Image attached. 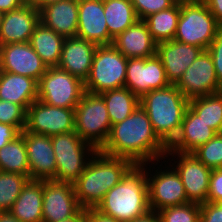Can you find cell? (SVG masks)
I'll return each mask as SVG.
<instances>
[{
	"mask_svg": "<svg viewBox=\"0 0 222 222\" xmlns=\"http://www.w3.org/2000/svg\"><path fill=\"white\" fill-rule=\"evenodd\" d=\"M65 37L57 34L39 22L30 38V45L43 63L49 67H57L60 61Z\"/></svg>",
	"mask_w": 222,
	"mask_h": 222,
	"instance_id": "4316f807",
	"label": "cell"
},
{
	"mask_svg": "<svg viewBox=\"0 0 222 222\" xmlns=\"http://www.w3.org/2000/svg\"><path fill=\"white\" fill-rule=\"evenodd\" d=\"M39 20L65 38L76 37L78 31V0H62L39 10Z\"/></svg>",
	"mask_w": 222,
	"mask_h": 222,
	"instance_id": "603a6c76",
	"label": "cell"
},
{
	"mask_svg": "<svg viewBox=\"0 0 222 222\" xmlns=\"http://www.w3.org/2000/svg\"><path fill=\"white\" fill-rule=\"evenodd\" d=\"M59 1H62V0H26V2L32 4L38 10H40L42 7H45L49 4L56 3Z\"/></svg>",
	"mask_w": 222,
	"mask_h": 222,
	"instance_id": "7dc6e473",
	"label": "cell"
},
{
	"mask_svg": "<svg viewBox=\"0 0 222 222\" xmlns=\"http://www.w3.org/2000/svg\"><path fill=\"white\" fill-rule=\"evenodd\" d=\"M207 50L213 59L218 82L222 86V28Z\"/></svg>",
	"mask_w": 222,
	"mask_h": 222,
	"instance_id": "74e56055",
	"label": "cell"
},
{
	"mask_svg": "<svg viewBox=\"0 0 222 222\" xmlns=\"http://www.w3.org/2000/svg\"><path fill=\"white\" fill-rule=\"evenodd\" d=\"M170 166H172L171 169ZM169 167H165L167 169L164 170L161 168V171L157 169L152 175L148 174L151 169L146 170L150 210L158 212L164 208L190 202L180 175L173 165Z\"/></svg>",
	"mask_w": 222,
	"mask_h": 222,
	"instance_id": "8fae6325",
	"label": "cell"
},
{
	"mask_svg": "<svg viewBox=\"0 0 222 222\" xmlns=\"http://www.w3.org/2000/svg\"><path fill=\"white\" fill-rule=\"evenodd\" d=\"M38 82L30 77L0 71V99L20 105L25 111L37 100Z\"/></svg>",
	"mask_w": 222,
	"mask_h": 222,
	"instance_id": "d4e9b609",
	"label": "cell"
},
{
	"mask_svg": "<svg viewBox=\"0 0 222 222\" xmlns=\"http://www.w3.org/2000/svg\"><path fill=\"white\" fill-rule=\"evenodd\" d=\"M178 5L206 4L207 0H174Z\"/></svg>",
	"mask_w": 222,
	"mask_h": 222,
	"instance_id": "681fc988",
	"label": "cell"
},
{
	"mask_svg": "<svg viewBox=\"0 0 222 222\" xmlns=\"http://www.w3.org/2000/svg\"><path fill=\"white\" fill-rule=\"evenodd\" d=\"M51 141L56 160L55 181L74 183L97 150L75 131L53 135Z\"/></svg>",
	"mask_w": 222,
	"mask_h": 222,
	"instance_id": "8992f818",
	"label": "cell"
},
{
	"mask_svg": "<svg viewBox=\"0 0 222 222\" xmlns=\"http://www.w3.org/2000/svg\"><path fill=\"white\" fill-rule=\"evenodd\" d=\"M112 45L126 58H149L156 55L157 50V43L141 19L119 34Z\"/></svg>",
	"mask_w": 222,
	"mask_h": 222,
	"instance_id": "7402d4cb",
	"label": "cell"
},
{
	"mask_svg": "<svg viewBox=\"0 0 222 222\" xmlns=\"http://www.w3.org/2000/svg\"><path fill=\"white\" fill-rule=\"evenodd\" d=\"M206 5L222 27V0H207Z\"/></svg>",
	"mask_w": 222,
	"mask_h": 222,
	"instance_id": "7bdbcfd3",
	"label": "cell"
},
{
	"mask_svg": "<svg viewBox=\"0 0 222 222\" xmlns=\"http://www.w3.org/2000/svg\"><path fill=\"white\" fill-rule=\"evenodd\" d=\"M111 126L103 97L85 91L75 108V132L99 151L107 141Z\"/></svg>",
	"mask_w": 222,
	"mask_h": 222,
	"instance_id": "5b68a950",
	"label": "cell"
},
{
	"mask_svg": "<svg viewBox=\"0 0 222 222\" xmlns=\"http://www.w3.org/2000/svg\"><path fill=\"white\" fill-rule=\"evenodd\" d=\"M202 51L203 49L198 46L173 39L158 43L156 55L161 59L167 81L175 85Z\"/></svg>",
	"mask_w": 222,
	"mask_h": 222,
	"instance_id": "ffe728a7",
	"label": "cell"
},
{
	"mask_svg": "<svg viewBox=\"0 0 222 222\" xmlns=\"http://www.w3.org/2000/svg\"><path fill=\"white\" fill-rule=\"evenodd\" d=\"M146 164L133 165L95 208L119 222H127L150 210Z\"/></svg>",
	"mask_w": 222,
	"mask_h": 222,
	"instance_id": "7a4b0ae2",
	"label": "cell"
},
{
	"mask_svg": "<svg viewBox=\"0 0 222 222\" xmlns=\"http://www.w3.org/2000/svg\"><path fill=\"white\" fill-rule=\"evenodd\" d=\"M28 180L26 175L0 171V212L10 211Z\"/></svg>",
	"mask_w": 222,
	"mask_h": 222,
	"instance_id": "d6a6232c",
	"label": "cell"
},
{
	"mask_svg": "<svg viewBox=\"0 0 222 222\" xmlns=\"http://www.w3.org/2000/svg\"><path fill=\"white\" fill-rule=\"evenodd\" d=\"M86 222H119V221L100 213L95 208H88L86 209Z\"/></svg>",
	"mask_w": 222,
	"mask_h": 222,
	"instance_id": "b9f144b4",
	"label": "cell"
},
{
	"mask_svg": "<svg viewBox=\"0 0 222 222\" xmlns=\"http://www.w3.org/2000/svg\"><path fill=\"white\" fill-rule=\"evenodd\" d=\"M221 28L206 4L180 5L174 40L207 50Z\"/></svg>",
	"mask_w": 222,
	"mask_h": 222,
	"instance_id": "ba28073f",
	"label": "cell"
},
{
	"mask_svg": "<svg viewBox=\"0 0 222 222\" xmlns=\"http://www.w3.org/2000/svg\"><path fill=\"white\" fill-rule=\"evenodd\" d=\"M3 15H4V13L2 11H0V27H1L2 19H3Z\"/></svg>",
	"mask_w": 222,
	"mask_h": 222,
	"instance_id": "816d5d0a",
	"label": "cell"
},
{
	"mask_svg": "<svg viewBox=\"0 0 222 222\" xmlns=\"http://www.w3.org/2000/svg\"><path fill=\"white\" fill-rule=\"evenodd\" d=\"M20 134L21 132L16 127L0 123V149Z\"/></svg>",
	"mask_w": 222,
	"mask_h": 222,
	"instance_id": "60d3db41",
	"label": "cell"
},
{
	"mask_svg": "<svg viewBox=\"0 0 222 222\" xmlns=\"http://www.w3.org/2000/svg\"><path fill=\"white\" fill-rule=\"evenodd\" d=\"M0 171L18 173L29 178V164L24 130L14 140L0 149Z\"/></svg>",
	"mask_w": 222,
	"mask_h": 222,
	"instance_id": "4dcf8cb0",
	"label": "cell"
},
{
	"mask_svg": "<svg viewBox=\"0 0 222 222\" xmlns=\"http://www.w3.org/2000/svg\"><path fill=\"white\" fill-rule=\"evenodd\" d=\"M192 153L211 170L222 168V138L217 134L206 144L200 145Z\"/></svg>",
	"mask_w": 222,
	"mask_h": 222,
	"instance_id": "e575fe53",
	"label": "cell"
},
{
	"mask_svg": "<svg viewBox=\"0 0 222 222\" xmlns=\"http://www.w3.org/2000/svg\"><path fill=\"white\" fill-rule=\"evenodd\" d=\"M179 17L180 5L175 3L168 9L149 15L144 21L153 40L158 44L174 39Z\"/></svg>",
	"mask_w": 222,
	"mask_h": 222,
	"instance_id": "f546056e",
	"label": "cell"
},
{
	"mask_svg": "<svg viewBox=\"0 0 222 222\" xmlns=\"http://www.w3.org/2000/svg\"><path fill=\"white\" fill-rule=\"evenodd\" d=\"M169 155L172 156L171 161L174 156H177L178 161L174 168L181 177L187 199L199 204L207 202L211 169L199 161L193 153H181L168 149L165 158Z\"/></svg>",
	"mask_w": 222,
	"mask_h": 222,
	"instance_id": "5bb4252c",
	"label": "cell"
},
{
	"mask_svg": "<svg viewBox=\"0 0 222 222\" xmlns=\"http://www.w3.org/2000/svg\"><path fill=\"white\" fill-rule=\"evenodd\" d=\"M200 222H222V203L200 204Z\"/></svg>",
	"mask_w": 222,
	"mask_h": 222,
	"instance_id": "ab89813d",
	"label": "cell"
},
{
	"mask_svg": "<svg viewBox=\"0 0 222 222\" xmlns=\"http://www.w3.org/2000/svg\"><path fill=\"white\" fill-rule=\"evenodd\" d=\"M59 222H86V209L81 208L73 217Z\"/></svg>",
	"mask_w": 222,
	"mask_h": 222,
	"instance_id": "bcb514c9",
	"label": "cell"
},
{
	"mask_svg": "<svg viewBox=\"0 0 222 222\" xmlns=\"http://www.w3.org/2000/svg\"><path fill=\"white\" fill-rule=\"evenodd\" d=\"M24 139L29 164V179L55 180L56 160L51 137L24 130Z\"/></svg>",
	"mask_w": 222,
	"mask_h": 222,
	"instance_id": "e0dca14e",
	"label": "cell"
},
{
	"mask_svg": "<svg viewBox=\"0 0 222 222\" xmlns=\"http://www.w3.org/2000/svg\"><path fill=\"white\" fill-rule=\"evenodd\" d=\"M161 222H200V204L188 202L158 211Z\"/></svg>",
	"mask_w": 222,
	"mask_h": 222,
	"instance_id": "836d02e7",
	"label": "cell"
},
{
	"mask_svg": "<svg viewBox=\"0 0 222 222\" xmlns=\"http://www.w3.org/2000/svg\"><path fill=\"white\" fill-rule=\"evenodd\" d=\"M47 66L29 42L0 46V71L30 77L39 82Z\"/></svg>",
	"mask_w": 222,
	"mask_h": 222,
	"instance_id": "2e32d148",
	"label": "cell"
},
{
	"mask_svg": "<svg viewBox=\"0 0 222 222\" xmlns=\"http://www.w3.org/2000/svg\"><path fill=\"white\" fill-rule=\"evenodd\" d=\"M128 58L112 44L97 46L88 78L84 82L85 91L100 94L125 86Z\"/></svg>",
	"mask_w": 222,
	"mask_h": 222,
	"instance_id": "52a82bcc",
	"label": "cell"
},
{
	"mask_svg": "<svg viewBox=\"0 0 222 222\" xmlns=\"http://www.w3.org/2000/svg\"><path fill=\"white\" fill-rule=\"evenodd\" d=\"M127 222H161L158 212L149 210L144 215L134 218Z\"/></svg>",
	"mask_w": 222,
	"mask_h": 222,
	"instance_id": "f6af8a7d",
	"label": "cell"
},
{
	"mask_svg": "<svg viewBox=\"0 0 222 222\" xmlns=\"http://www.w3.org/2000/svg\"><path fill=\"white\" fill-rule=\"evenodd\" d=\"M25 131L53 136L75 131V108L50 106L35 100L26 110Z\"/></svg>",
	"mask_w": 222,
	"mask_h": 222,
	"instance_id": "30bf717a",
	"label": "cell"
},
{
	"mask_svg": "<svg viewBox=\"0 0 222 222\" xmlns=\"http://www.w3.org/2000/svg\"><path fill=\"white\" fill-rule=\"evenodd\" d=\"M134 164L127 159L97 151L86 168L73 183L77 202L81 208H96L105 194L119 183Z\"/></svg>",
	"mask_w": 222,
	"mask_h": 222,
	"instance_id": "3957f363",
	"label": "cell"
},
{
	"mask_svg": "<svg viewBox=\"0 0 222 222\" xmlns=\"http://www.w3.org/2000/svg\"><path fill=\"white\" fill-rule=\"evenodd\" d=\"M85 92L84 82L59 67H49L38 82V97L50 106L76 108Z\"/></svg>",
	"mask_w": 222,
	"mask_h": 222,
	"instance_id": "9c48e42d",
	"label": "cell"
},
{
	"mask_svg": "<svg viewBox=\"0 0 222 222\" xmlns=\"http://www.w3.org/2000/svg\"><path fill=\"white\" fill-rule=\"evenodd\" d=\"M0 123L12 125L22 132L26 125V111L20 105L0 99Z\"/></svg>",
	"mask_w": 222,
	"mask_h": 222,
	"instance_id": "d590c367",
	"label": "cell"
},
{
	"mask_svg": "<svg viewBox=\"0 0 222 222\" xmlns=\"http://www.w3.org/2000/svg\"><path fill=\"white\" fill-rule=\"evenodd\" d=\"M167 150L168 146L154 132L147 113L139 105L130 116L111 126L99 151L130 160L134 165H148L165 159Z\"/></svg>",
	"mask_w": 222,
	"mask_h": 222,
	"instance_id": "6da1fadb",
	"label": "cell"
},
{
	"mask_svg": "<svg viewBox=\"0 0 222 222\" xmlns=\"http://www.w3.org/2000/svg\"><path fill=\"white\" fill-rule=\"evenodd\" d=\"M81 209L73 183L43 180V222H59L73 217Z\"/></svg>",
	"mask_w": 222,
	"mask_h": 222,
	"instance_id": "9a60e30c",
	"label": "cell"
},
{
	"mask_svg": "<svg viewBox=\"0 0 222 222\" xmlns=\"http://www.w3.org/2000/svg\"><path fill=\"white\" fill-rule=\"evenodd\" d=\"M170 85L161 59L154 55L149 58H128L125 87L139 99L152 90Z\"/></svg>",
	"mask_w": 222,
	"mask_h": 222,
	"instance_id": "4fadbf2b",
	"label": "cell"
},
{
	"mask_svg": "<svg viewBox=\"0 0 222 222\" xmlns=\"http://www.w3.org/2000/svg\"><path fill=\"white\" fill-rule=\"evenodd\" d=\"M100 95L107 106L111 125L122 122L140 105V99L125 86L104 91Z\"/></svg>",
	"mask_w": 222,
	"mask_h": 222,
	"instance_id": "f1b7e54d",
	"label": "cell"
},
{
	"mask_svg": "<svg viewBox=\"0 0 222 222\" xmlns=\"http://www.w3.org/2000/svg\"><path fill=\"white\" fill-rule=\"evenodd\" d=\"M42 205L43 180L29 179L9 212L21 222H43Z\"/></svg>",
	"mask_w": 222,
	"mask_h": 222,
	"instance_id": "484cf974",
	"label": "cell"
},
{
	"mask_svg": "<svg viewBox=\"0 0 222 222\" xmlns=\"http://www.w3.org/2000/svg\"><path fill=\"white\" fill-rule=\"evenodd\" d=\"M77 37L97 46L113 43L104 15V0H78Z\"/></svg>",
	"mask_w": 222,
	"mask_h": 222,
	"instance_id": "ac0fdd59",
	"label": "cell"
},
{
	"mask_svg": "<svg viewBox=\"0 0 222 222\" xmlns=\"http://www.w3.org/2000/svg\"><path fill=\"white\" fill-rule=\"evenodd\" d=\"M104 15L113 39L139 20L131 0H104Z\"/></svg>",
	"mask_w": 222,
	"mask_h": 222,
	"instance_id": "83f0119b",
	"label": "cell"
},
{
	"mask_svg": "<svg viewBox=\"0 0 222 222\" xmlns=\"http://www.w3.org/2000/svg\"><path fill=\"white\" fill-rule=\"evenodd\" d=\"M154 132L169 146L178 136L189 100L175 86L152 90L140 98Z\"/></svg>",
	"mask_w": 222,
	"mask_h": 222,
	"instance_id": "277c9868",
	"label": "cell"
},
{
	"mask_svg": "<svg viewBox=\"0 0 222 222\" xmlns=\"http://www.w3.org/2000/svg\"><path fill=\"white\" fill-rule=\"evenodd\" d=\"M39 22V10L28 2L4 13L0 27V46L29 42Z\"/></svg>",
	"mask_w": 222,
	"mask_h": 222,
	"instance_id": "d6986e66",
	"label": "cell"
},
{
	"mask_svg": "<svg viewBox=\"0 0 222 222\" xmlns=\"http://www.w3.org/2000/svg\"><path fill=\"white\" fill-rule=\"evenodd\" d=\"M207 202L222 203V169L211 170Z\"/></svg>",
	"mask_w": 222,
	"mask_h": 222,
	"instance_id": "f35d334b",
	"label": "cell"
},
{
	"mask_svg": "<svg viewBox=\"0 0 222 222\" xmlns=\"http://www.w3.org/2000/svg\"><path fill=\"white\" fill-rule=\"evenodd\" d=\"M217 135L222 138V124L220 125V128L217 131Z\"/></svg>",
	"mask_w": 222,
	"mask_h": 222,
	"instance_id": "f907efd6",
	"label": "cell"
},
{
	"mask_svg": "<svg viewBox=\"0 0 222 222\" xmlns=\"http://www.w3.org/2000/svg\"><path fill=\"white\" fill-rule=\"evenodd\" d=\"M217 133L208 126L190 107L187 108L178 136L168 146L170 151L192 153L206 144Z\"/></svg>",
	"mask_w": 222,
	"mask_h": 222,
	"instance_id": "cb8c5ba5",
	"label": "cell"
},
{
	"mask_svg": "<svg viewBox=\"0 0 222 222\" xmlns=\"http://www.w3.org/2000/svg\"><path fill=\"white\" fill-rule=\"evenodd\" d=\"M189 107L217 133L222 124V91L190 99Z\"/></svg>",
	"mask_w": 222,
	"mask_h": 222,
	"instance_id": "1f68e13d",
	"label": "cell"
},
{
	"mask_svg": "<svg viewBox=\"0 0 222 222\" xmlns=\"http://www.w3.org/2000/svg\"><path fill=\"white\" fill-rule=\"evenodd\" d=\"M97 45L79 37L65 38L57 67L83 82L88 78Z\"/></svg>",
	"mask_w": 222,
	"mask_h": 222,
	"instance_id": "44dd1931",
	"label": "cell"
},
{
	"mask_svg": "<svg viewBox=\"0 0 222 222\" xmlns=\"http://www.w3.org/2000/svg\"><path fill=\"white\" fill-rule=\"evenodd\" d=\"M0 222H21L9 211L0 212Z\"/></svg>",
	"mask_w": 222,
	"mask_h": 222,
	"instance_id": "c3c4849f",
	"label": "cell"
},
{
	"mask_svg": "<svg viewBox=\"0 0 222 222\" xmlns=\"http://www.w3.org/2000/svg\"><path fill=\"white\" fill-rule=\"evenodd\" d=\"M175 86L188 100L222 91L208 50L201 52Z\"/></svg>",
	"mask_w": 222,
	"mask_h": 222,
	"instance_id": "7c38bea8",
	"label": "cell"
},
{
	"mask_svg": "<svg viewBox=\"0 0 222 222\" xmlns=\"http://www.w3.org/2000/svg\"><path fill=\"white\" fill-rule=\"evenodd\" d=\"M26 3V0H0V11L3 13L10 12L20 8Z\"/></svg>",
	"mask_w": 222,
	"mask_h": 222,
	"instance_id": "ee69618b",
	"label": "cell"
},
{
	"mask_svg": "<svg viewBox=\"0 0 222 222\" xmlns=\"http://www.w3.org/2000/svg\"><path fill=\"white\" fill-rule=\"evenodd\" d=\"M138 19L144 20L151 14L172 7L174 0H131Z\"/></svg>",
	"mask_w": 222,
	"mask_h": 222,
	"instance_id": "8d00e7d4",
	"label": "cell"
}]
</instances>
